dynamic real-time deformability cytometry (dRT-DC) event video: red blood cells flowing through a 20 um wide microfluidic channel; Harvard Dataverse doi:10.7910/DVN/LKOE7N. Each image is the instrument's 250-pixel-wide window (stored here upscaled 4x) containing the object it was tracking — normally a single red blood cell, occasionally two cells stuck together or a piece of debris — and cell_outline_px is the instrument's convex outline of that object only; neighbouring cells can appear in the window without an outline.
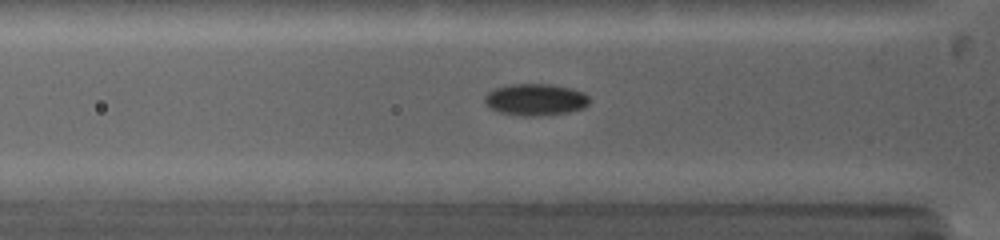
{"species": "common noctule bat (a hibernating species)", "species_latin": "Nyctalus noctula", "temperature_condition": "warm", "stored_images_in_passage": 37, "camera_frame_rate_fps": 5000, "um_per_image_px": 0.085, "animal": {"sex": "female", "body_mass_g": 19.0, "forearm_length_mm": 53.3}, "frame": {"image": 1, "passage_image": 8, "time_ms": 2.8, "image_size_px": [1000, 240], "cell_outline_px": [[588, 104], [584, 108], [568, 112], [536, 116], [520, 116], [500, 112], [492, 108], [484, 100], [484, 96], [488, 92], [496, 88], [508, 84], [552, 84], [572, 88], [584, 92], [588, 96]], "centroid_in_image_um": [45.54, 8.46], "position_along_channel_um": 80.3, "area_um2": 19.36}}
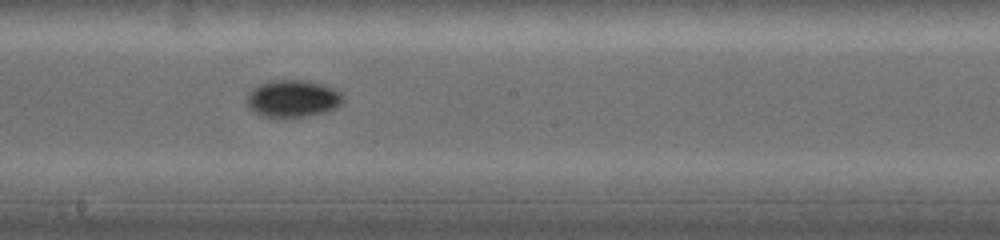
{"frame": {"image": 2, "passage_image": 17, "time_ms": 6.2, "image_size_px": [1000, 240], "cell_outline_px": [[344, 100], [336, 108], [324, 112], [284, 120], [264, 116], [256, 112], [248, 104], [248, 92], [252, 88], [260, 84], [272, 80], [308, 80], [332, 88], [340, 92], [344, 96]], "centroid_in_image_um": [24.89, 8.4], "position_along_channel_um": 223.3, "area_um2": 20.98}}
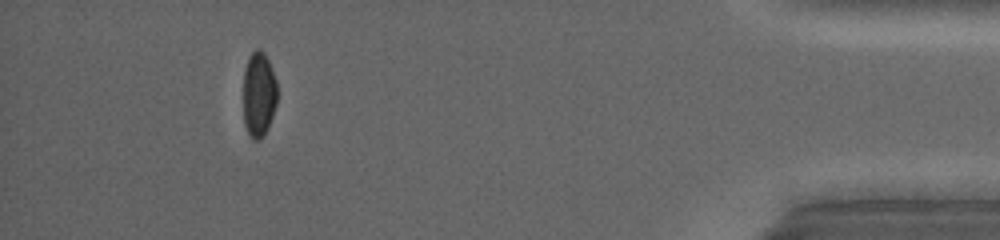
{"frame": {"image": 3, "passage_image": 34, "time_ms": 12.4, "image_size_px": [1000, 240], "cell_outline_px": [[276, 104], [268, 128], [264, 136], [256, 140], [252, 140], [244, 124], [244, 68], [248, 56], [256, 48], [260, 48], [264, 52], [268, 60], [276, 80]], "centroid_in_image_um": [21.99, 8.0], "position_along_channel_um": 413.2, "area_um2": 16.88}, "authors_computed_cell_mechanics": {"area_um2": 18.785, "velocity_mm_per_s": 4.2079, "shape_relaxation_time_tau1_ms": 4.4054, "shape_relaxation_time_tau2_ms": null, "deformation_change_tau1": 0.1574, "deformation_change_tau2": null}}